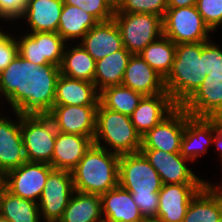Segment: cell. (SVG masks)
Returning a JSON list of instances; mask_svg holds the SVG:
<instances>
[{"instance_id": "cell-23", "label": "cell", "mask_w": 222, "mask_h": 222, "mask_svg": "<svg viewBox=\"0 0 222 222\" xmlns=\"http://www.w3.org/2000/svg\"><path fill=\"white\" fill-rule=\"evenodd\" d=\"M222 218V188L208 182L191 200L183 222H219Z\"/></svg>"}, {"instance_id": "cell-10", "label": "cell", "mask_w": 222, "mask_h": 222, "mask_svg": "<svg viewBox=\"0 0 222 222\" xmlns=\"http://www.w3.org/2000/svg\"><path fill=\"white\" fill-rule=\"evenodd\" d=\"M53 169L50 164L26 161L6 173L5 188L16 196L38 203Z\"/></svg>"}, {"instance_id": "cell-45", "label": "cell", "mask_w": 222, "mask_h": 222, "mask_svg": "<svg viewBox=\"0 0 222 222\" xmlns=\"http://www.w3.org/2000/svg\"><path fill=\"white\" fill-rule=\"evenodd\" d=\"M0 222H10V221L0 215Z\"/></svg>"}, {"instance_id": "cell-32", "label": "cell", "mask_w": 222, "mask_h": 222, "mask_svg": "<svg viewBox=\"0 0 222 222\" xmlns=\"http://www.w3.org/2000/svg\"><path fill=\"white\" fill-rule=\"evenodd\" d=\"M143 95L129 87L116 85L99 92V103L109 110L131 116Z\"/></svg>"}, {"instance_id": "cell-39", "label": "cell", "mask_w": 222, "mask_h": 222, "mask_svg": "<svg viewBox=\"0 0 222 222\" xmlns=\"http://www.w3.org/2000/svg\"><path fill=\"white\" fill-rule=\"evenodd\" d=\"M204 65L207 73H222V49L213 40L204 41Z\"/></svg>"}, {"instance_id": "cell-44", "label": "cell", "mask_w": 222, "mask_h": 222, "mask_svg": "<svg viewBox=\"0 0 222 222\" xmlns=\"http://www.w3.org/2000/svg\"><path fill=\"white\" fill-rule=\"evenodd\" d=\"M110 1L114 6H116L120 0H108Z\"/></svg>"}, {"instance_id": "cell-35", "label": "cell", "mask_w": 222, "mask_h": 222, "mask_svg": "<svg viewBox=\"0 0 222 222\" xmlns=\"http://www.w3.org/2000/svg\"><path fill=\"white\" fill-rule=\"evenodd\" d=\"M64 4L73 5L92 15L98 22L112 20L115 6L108 0H62Z\"/></svg>"}, {"instance_id": "cell-7", "label": "cell", "mask_w": 222, "mask_h": 222, "mask_svg": "<svg viewBox=\"0 0 222 222\" xmlns=\"http://www.w3.org/2000/svg\"><path fill=\"white\" fill-rule=\"evenodd\" d=\"M123 47L131 54H139L163 35L162 17L149 13H114Z\"/></svg>"}, {"instance_id": "cell-11", "label": "cell", "mask_w": 222, "mask_h": 222, "mask_svg": "<svg viewBox=\"0 0 222 222\" xmlns=\"http://www.w3.org/2000/svg\"><path fill=\"white\" fill-rule=\"evenodd\" d=\"M149 163L160 176L162 184H207L187 165L189 159L180 153H168L157 149H141Z\"/></svg>"}, {"instance_id": "cell-34", "label": "cell", "mask_w": 222, "mask_h": 222, "mask_svg": "<svg viewBox=\"0 0 222 222\" xmlns=\"http://www.w3.org/2000/svg\"><path fill=\"white\" fill-rule=\"evenodd\" d=\"M168 0H120L114 13H149L164 17Z\"/></svg>"}, {"instance_id": "cell-17", "label": "cell", "mask_w": 222, "mask_h": 222, "mask_svg": "<svg viewBox=\"0 0 222 222\" xmlns=\"http://www.w3.org/2000/svg\"><path fill=\"white\" fill-rule=\"evenodd\" d=\"M214 134V117H192L186 112L180 154L192 162L197 160L213 145Z\"/></svg>"}, {"instance_id": "cell-28", "label": "cell", "mask_w": 222, "mask_h": 222, "mask_svg": "<svg viewBox=\"0 0 222 222\" xmlns=\"http://www.w3.org/2000/svg\"><path fill=\"white\" fill-rule=\"evenodd\" d=\"M77 44L73 47L67 46L68 43L65 45L60 73L69 78L93 82L96 61L79 42Z\"/></svg>"}, {"instance_id": "cell-37", "label": "cell", "mask_w": 222, "mask_h": 222, "mask_svg": "<svg viewBox=\"0 0 222 222\" xmlns=\"http://www.w3.org/2000/svg\"><path fill=\"white\" fill-rule=\"evenodd\" d=\"M18 54L27 61H30L38 66L46 63L41 58L40 44L36 38L26 32V34L17 38Z\"/></svg>"}, {"instance_id": "cell-9", "label": "cell", "mask_w": 222, "mask_h": 222, "mask_svg": "<svg viewBox=\"0 0 222 222\" xmlns=\"http://www.w3.org/2000/svg\"><path fill=\"white\" fill-rule=\"evenodd\" d=\"M75 192L71 171L53 169L38 202L43 222H58Z\"/></svg>"}, {"instance_id": "cell-15", "label": "cell", "mask_w": 222, "mask_h": 222, "mask_svg": "<svg viewBox=\"0 0 222 222\" xmlns=\"http://www.w3.org/2000/svg\"><path fill=\"white\" fill-rule=\"evenodd\" d=\"M181 107L192 117L222 116V73H208Z\"/></svg>"}, {"instance_id": "cell-33", "label": "cell", "mask_w": 222, "mask_h": 222, "mask_svg": "<svg viewBox=\"0 0 222 222\" xmlns=\"http://www.w3.org/2000/svg\"><path fill=\"white\" fill-rule=\"evenodd\" d=\"M40 44L41 58L46 64L60 67L66 41L54 32L31 33Z\"/></svg>"}, {"instance_id": "cell-47", "label": "cell", "mask_w": 222, "mask_h": 222, "mask_svg": "<svg viewBox=\"0 0 222 222\" xmlns=\"http://www.w3.org/2000/svg\"><path fill=\"white\" fill-rule=\"evenodd\" d=\"M101 222H111V221H109L107 219H103Z\"/></svg>"}, {"instance_id": "cell-14", "label": "cell", "mask_w": 222, "mask_h": 222, "mask_svg": "<svg viewBox=\"0 0 222 222\" xmlns=\"http://www.w3.org/2000/svg\"><path fill=\"white\" fill-rule=\"evenodd\" d=\"M206 184H163L155 222H183L191 200Z\"/></svg>"}, {"instance_id": "cell-29", "label": "cell", "mask_w": 222, "mask_h": 222, "mask_svg": "<svg viewBox=\"0 0 222 222\" xmlns=\"http://www.w3.org/2000/svg\"><path fill=\"white\" fill-rule=\"evenodd\" d=\"M0 215L10 222H41L38 203L0 189Z\"/></svg>"}, {"instance_id": "cell-20", "label": "cell", "mask_w": 222, "mask_h": 222, "mask_svg": "<svg viewBox=\"0 0 222 222\" xmlns=\"http://www.w3.org/2000/svg\"><path fill=\"white\" fill-rule=\"evenodd\" d=\"M79 43L95 61L123 48L119 29L113 19L98 22L79 40Z\"/></svg>"}, {"instance_id": "cell-43", "label": "cell", "mask_w": 222, "mask_h": 222, "mask_svg": "<svg viewBox=\"0 0 222 222\" xmlns=\"http://www.w3.org/2000/svg\"><path fill=\"white\" fill-rule=\"evenodd\" d=\"M5 177L6 173L0 168V189L5 187Z\"/></svg>"}, {"instance_id": "cell-4", "label": "cell", "mask_w": 222, "mask_h": 222, "mask_svg": "<svg viewBox=\"0 0 222 222\" xmlns=\"http://www.w3.org/2000/svg\"><path fill=\"white\" fill-rule=\"evenodd\" d=\"M120 156L95 144L71 170L75 191L101 195L118 186Z\"/></svg>"}, {"instance_id": "cell-46", "label": "cell", "mask_w": 222, "mask_h": 222, "mask_svg": "<svg viewBox=\"0 0 222 222\" xmlns=\"http://www.w3.org/2000/svg\"><path fill=\"white\" fill-rule=\"evenodd\" d=\"M222 182V181H221ZM214 186H216V187H219V188H222V183H220V184H214V183H212Z\"/></svg>"}, {"instance_id": "cell-21", "label": "cell", "mask_w": 222, "mask_h": 222, "mask_svg": "<svg viewBox=\"0 0 222 222\" xmlns=\"http://www.w3.org/2000/svg\"><path fill=\"white\" fill-rule=\"evenodd\" d=\"M102 216L111 222H147L132 194L119 185L100 195Z\"/></svg>"}, {"instance_id": "cell-6", "label": "cell", "mask_w": 222, "mask_h": 222, "mask_svg": "<svg viewBox=\"0 0 222 222\" xmlns=\"http://www.w3.org/2000/svg\"><path fill=\"white\" fill-rule=\"evenodd\" d=\"M20 132L28 162L50 164L57 129L47 114H21Z\"/></svg>"}, {"instance_id": "cell-30", "label": "cell", "mask_w": 222, "mask_h": 222, "mask_svg": "<svg viewBox=\"0 0 222 222\" xmlns=\"http://www.w3.org/2000/svg\"><path fill=\"white\" fill-rule=\"evenodd\" d=\"M98 21L87 12L73 5L64 4L57 33L66 41L82 39Z\"/></svg>"}, {"instance_id": "cell-27", "label": "cell", "mask_w": 222, "mask_h": 222, "mask_svg": "<svg viewBox=\"0 0 222 222\" xmlns=\"http://www.w3.org/2000/svg\"><path fill=\"white\" fill-rule=\"evenodd\" d=\"M102 220L100 195L75 191L58 222H101Z\"/></svg>"}, {"instance_id": "cell-5", "label": "cell", "mask_w": 222, "mask_h": 222, "mask_svg": "<svg viewBox=\"0 0 222 222\" xmlns=\"http://www.w3.org/2000/svg\"><path fill=\"white\" fill-rule=\"evenodd\" d=\"M93 144L121 156L140 152L141 136L130 116L104 108L99 103Z\"/></svg>"}, {"instance_id": "cell-1", "label": "cell", "mask_w": 222, "mask_h": 222, "mask_svg": "<svg viewBox=\"0 0 222 222\" xmlns=\"http://www.w3.org/2000/svg\"><path fill=\"white\" fill-rule=\"evenodd\" d=\"M60 67L38 66L19 54L0 73V95L20 114H48L54 106Z\"/></svg>"}, {"instance_id": "cell-36", "label": "cell", "mask_w": 222, "mask_h": 222, "mask_svg": "<svg viewBox=\"0 0 222 222\" xmlns=\"http://www.w3.org/2000/svg\"><path fill=\"white\" fill-rule=\"evenodd\" d=\"M196 7L211 31L222 26V0H197Z\"/></svg>"}, {"instance_id": "cell-2", "label": "cell", "mask_w": 222, "mask_h": 222, "mask_svg": "<svg viewBox=\"0 0 222 222\" xmlns=\"http://www.w3.org/2000/svg\"><path fill=\"white\" fill-rule=\"evenodd\" d=\"M118 185L132 194L133 201L147 222H155L162 182L155 168L141 153L121 155Z\"/></svg>"}, {"instance_id": "cell-13", "label": "cell", "mask_w": 222, "mask_h": 222, "mask_svg": "<svg viewBox=\"0 0 222 222\" xmlns=\"http://www.w3.org/2000/svg\"><path fill=\"white\" fill-rule=\"evenodd\" d=\"M98 106L54 105L47 114L57 131L94 140Z\"/></svg>"}, {"instance_id": "cell-3", "label": "cell", "mask_w": 222, "mask_h": 222, "mask_svg": "<svg viewBox=\"0 0 222 222\" xmlns=\"http://www.w3.org/2000/svg\"><path fill=\"white\" fill-rule=\"evenodd\" d=\"M204 65V41L179 43L172 69L164 79L166 92L177 106H182L207 76Z\"/></svg>"}, {"instance_id": "cell-26", "label": "cell", "mask_w": 222, "mask_h": 222, "mask_svg": "<svg viewBox=\"0 0 222 222\" xmlns=\"http://www.w3.org/2000/svg\"><path fill=\"white\" fill-rule=\"evenodd\" d=\"M132 54L124 47L103 59L96 61L93 83L98 92L116 85H122L125 69Z\"/></svg>"}, {"instance_id": "cell-24", "label": "cell", "mask_w": 222, "mask_h": 222, "mask_svg": "<svg viewBox=\"0 0 222 222\" xmlns=\"http://www.w3.org/2000/svg\"><path fill=\"white\" fill-rule=\"evenodd\" d=\"M63 5L62 0H28L21 20L27 21L29 33H57Z\"/></svg>"}, {"instance_id": "cell-31", "label": "cell", "mask_w": 222, "mask_h": 222, "mask_svg": "<svg viewBox=\"0 0 222 222\" xmlns=\"http://www.w3.org/2000/svg\"><path fill=\"white\" fill-rule=\"evenodd\" d=\"M176 54V44L162 35L150 43L139 55L164 79L170 73Z\"/></svg>"}, {"instance_id": "cell-41", "label": "cell", "mask_w": 222, "mask_h": 222, "mask_svg": "<svg viewBox=\"0 0 222 222\" xmlns=\"http://www.w3.org/2000/svg\"><path fill=\"white\" fill-rule=\"evenodd\" d=\"M214 129L215 134L213 137V144L216 145L217 152H219V158L222 164V116L214 117Z\"/></svg>"}, {"instance_id": "cell-18", "label": "cell", "mask_w": 222, "mask_h": 222, "mask_svg": "<svg viewBox=\"0 0 222 222\" xmlns=\"http://www.w3.org/2000/svg\"><path fill=\"white\" fill-rule=\"evenodd\" d=\"M178 106L168 93L143 96L131 117L136 132L142 137L162 122Z\"/></svg>"}, {"instance_id": "cell-22", "label": "cell", "mask_w": 222, "mask_h": 222, "mask_svg": "<svg viewBox=\"0 0 222 222\" xmlns=\"http://www.w3.org/2000/svg\"><path fill=\"white\" fill-rule=\"evenodd\" d=\"M92 144L90 137L57 131L50 165L54 169L71 171Z\"/></svg>"}, {"instance_id": "cell-8", "label": "cell", "mask_w": 222, "mask_h": 222, "mask_svg": "<svg viewBox=\"0 0 222 222\" xmlns=\"http://www.w3.org/2000/svg\"><path fill=\"white\" fill-rule=\"evenodd\" d=\"M163 23V35L176 45L210 40L212 32L199 14L196 5L182 8H167Z\"/></svg>"}, {"instance_id": "cell-38", "label": "cell", "mask_w": 222, "mask_h": 222, "mask_svg": "<svg viewBox=\"0 0 222 222\" xmlns=\"http://www.w3.org/2000/svg\"><path fill=\"white\" fill-rule=\"evenodd\" d=\"M12 35L8 31L4 32L0 27V73L18 55L17 37Z\"/></svg>"}, {"instance_id": "cell-19", "label": "cell", "mask_w": 222, "mask_h": 222, "mask_svg": "<svg viewBox=\"0 0 222 222\" xmlns=\"http://www.w3.org/2000/svg\"><path fill=\"white\" fill-rule=\"evenodd\" d=\"M122 85L142 94L152 96L167 93L164 78L139 54H132L125 69Z\"/></svg>"}, {"instance_id": "cell-42", "label": "cell", "mask_w": 222, "mask_h": 222, "mask_svg": "<svg viewBox=\"0 0 222 222\" xmlns=\"http://www.w3.org/2000/svg\"><path fill=\"white\" fill-rule=\"evenodd\" d=\"M197 0H168V8H182L196 5Z\"/></svg>"}, {"instance_id": "cell-12", "label": "cell", "mask_w": 222, "mask_h": 222, "mask_svg": "<svg viewBox=\"0 0 222 222\" xmlns=\"http://www.w3.org/2000/svg\"><path fill=\"white\" fill-rule=\"evenodd\" d=\"M185 126L186 111L178 106L162 122L141 137V149H157L168 153H180Z\"/></svg>"}, {"instance_id": "cell-16", "label": "cell", "mask_w": 222, "mask_h": 222, "mask_svg": "<svg viewBox=\"0 0 222 222\" xmlns=\"http://www.w3.org/2000/svg\"><path fill=\"white\" fill-rule=\"evenodd\" d=\"M13 113L17 121L0 113V168L5 173L27 161L20 132L21 114L17 111Z\"/></svg>"}, {"instance_id": "cell-25", "label": "cell", "mask_w": 222, "mask_h": 222, "mask_svg": "<svg viewBox=\"0 0 222 222\" xmlns=\"http://www.w3.org/2000/svg\"><path fill=\"white\" fill-rule=\"evenodd\" d=\"M54 105L98 106L99 92L93 82L60 74L56 83Z\"/></svg>"}, {"instance_id": "cell-40", "label": "cell", "mask_w": 222, "mask_h": 222, "mask_svg": "<svg viewBox=\"0 0 222 222\" xmlns=\"http://www.w3.org/2000/svg\"><path fill=\"white\" fill-rule=\"evenodd\" d=\"M28 0H0V19L1 21L21 20L26 9Z\"/></svg>"}]
</instances>
